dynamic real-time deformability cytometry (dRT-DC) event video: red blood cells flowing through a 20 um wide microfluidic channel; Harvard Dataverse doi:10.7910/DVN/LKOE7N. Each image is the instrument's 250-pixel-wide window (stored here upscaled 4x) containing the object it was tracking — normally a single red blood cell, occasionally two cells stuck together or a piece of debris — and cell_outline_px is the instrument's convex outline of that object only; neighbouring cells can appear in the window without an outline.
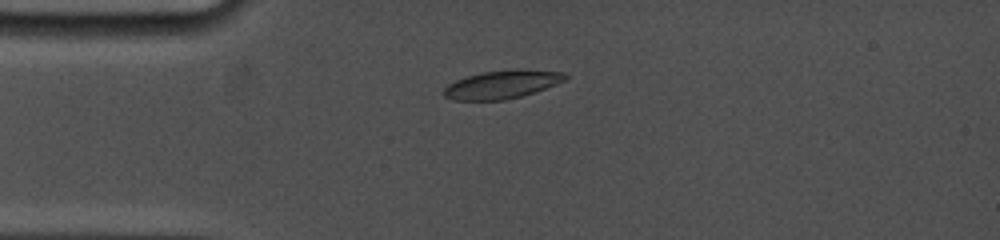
{"species": "common noctule bat (a hibernating species)", "species_latin": "Nyctalus noctula", "temperature_condition": "cold", "stored_images_in_passage": 45, "camera_frame_rate_fps": 5000, "um_per_image_px": 0.085, "animal": {"sex": "female", "body_mass_g": 19.0, "forearm_length_mm": 53.3}, "frame": {"image": 1, "passage_image": 10, "time_ms": 3.4, "image_size_px": [1000, 240], "cell_outline_px": [[568, 80], [520, 96], [504, 100], [452, 100], [444, 96], [444, 88], [448, 84], [456, 80], [468, 76], [484, 72], [512, 68], [520, 68], [564, 72], [568, 76]], "centroid_in_image_um": [42.7, 7.16], "position_along_channel_um": 42.3, "area_um2": 20.06}}
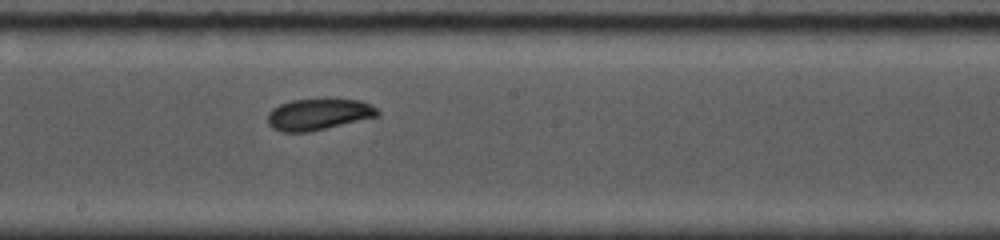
{"frame": {"image": 2, "passage_image": 24, "time_ms": 8.6, "image_size_px": [1000, 240], "cell_outline_px": [[380, 116], [308, 132], [280, 132], [272, 128], [268, 124], [268, 112], [272, 108], [280, 104], [292, 100], [324, 96], [360, 100], [376, 108], [380, 112]], "centroid_in_image_um": [27.07, 9.67], "position_along_channel_um": 221.1, "area_um2": 20.87}}
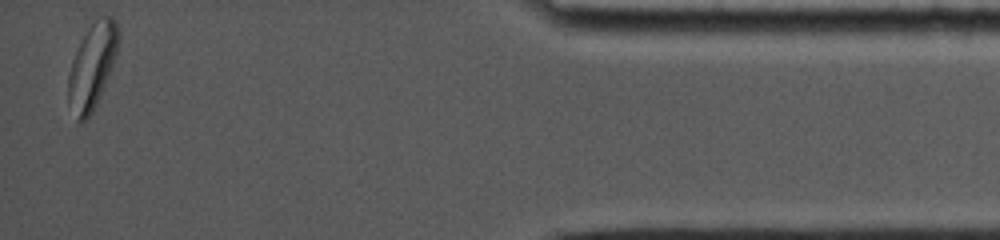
{"frame": {"image": 3, "passage_image": 45, "time_ms": 15.4, "image_size_px": [1000, 240], "cell_outline_px": [[120, 40], [116, 56], [108, 76], [96, 104], [92, 112], [84, 120], [76, 120], [68, 100], [68, 76], [72, 60], [88, 28], [100, 16], [112, 16], [120, 32]], "centroid_in_image_um": [7.85, 5.59], "position_along_channel_um": 427.3, "area_um2": 24.39}, "authors_computed_cell_mechanics": {"area_um2": 20.519, "velocity_mm_per_s": 3.8035, "shape_relaxation_time_tau1_ms": 2.7294, "shape_relaxation_time_tau2_ms": 5.8856, "deformation_change_tau1": 0.1052, "deformation_change_tau2": 0.0758}}